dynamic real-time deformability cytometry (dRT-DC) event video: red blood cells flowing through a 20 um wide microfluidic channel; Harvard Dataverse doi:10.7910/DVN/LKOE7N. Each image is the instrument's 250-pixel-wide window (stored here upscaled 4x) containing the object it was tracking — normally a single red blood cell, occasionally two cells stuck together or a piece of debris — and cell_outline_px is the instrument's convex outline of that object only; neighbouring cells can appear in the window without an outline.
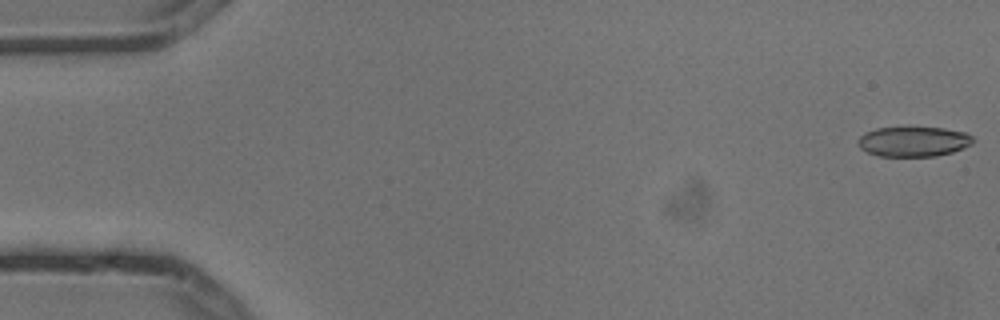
{"species": "common noctule bat (a hibernating species)", "species_latin": "Nyctalus noctula", "temperature_condition": "cold", "stored_images_in_passage": 5, "segment_of_instrument_passage": [2, 2], "camera_frame_rate_fps": 3000, "um_per_image_px": 0.085, "animal": {"sex": "male", "body_mass_g": 13.3}, "frame": {"image": 1, "passage_image": 5, "time_ms": 1.333, "image_size_px": [1000, 320], "cell_outline_px": [[976, 140], [972, 144], [964, 148], [952, 152], [936, 156], [880, 156], [868, 152], [860, 148], [860, 136], [864, 132], [876, 128], [944, 128], [964, 132], [972, 136]], "centroid_in_image_um": [77.69, 12.03], "position_along_channel_um": 7.3, "area_um2": 19.94}}